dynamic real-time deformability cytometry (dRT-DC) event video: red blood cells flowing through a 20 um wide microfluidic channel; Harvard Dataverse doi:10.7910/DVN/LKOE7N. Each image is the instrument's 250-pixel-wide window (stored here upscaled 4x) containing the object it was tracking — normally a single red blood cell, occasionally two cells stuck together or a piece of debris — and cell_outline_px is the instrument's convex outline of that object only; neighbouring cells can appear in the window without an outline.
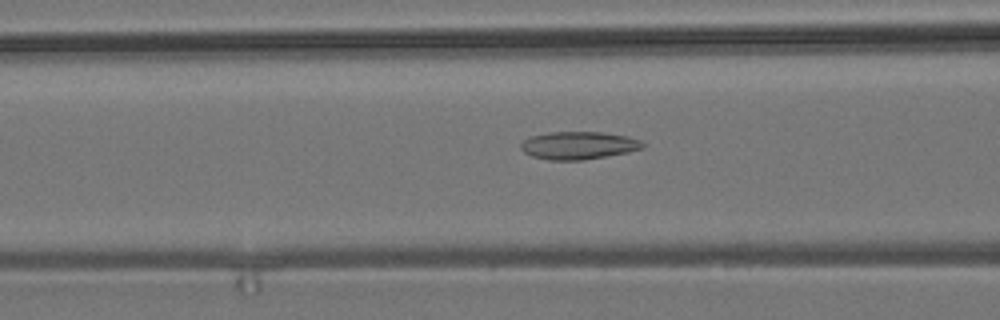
{"species": "common noctule bat (a hibernating species)", "species_latin": "Nyctalus noctula", "temperature_condition": "room temperature", "stored_images_in_passage": 42, "camera_frame_rate_fps": 3000, "um_per_image_px": 0.085, "animal": {"sex": "male", "body_mass_g": 19.2, "forearm_length_mm": 51.8}, "frame": {"image": 1, "passage_image": 9, "time_ms": 2.667, "image_size_px": [1000, 320], "cell_outline_px": [[644, 148], [628, 152], [584, 160], [548, 160], [532, 156], [524, 152], [520, 148], [520, 144], [524, 140], [532, 136], [548, 132], [604, 132], [628, 136], [640, 140], [644, 144]], "centroid_in_image_um": [49.18, 12.36], "position_along_channel_um": 117.4, "area_um2": 19.77}}
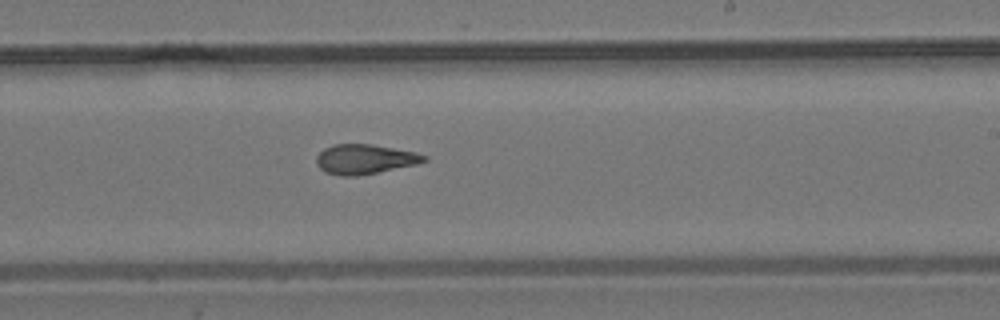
{"frame": {"image": 2, "passage_image": 20, "time_ms": 6.333, "image_size_px": [1000, 320], "cell_outline_px": [[428, 160], [416, 164], [356, 176], [340, 176], [324, 172], [316, 164], [316, 156], [324, 148], [332, 144], [372, 144], [416, 152], [428, 156]], "centroid_in_image_um": [30.98, 13.52], "position_along_channel_um": 258.0, "area_um2": 18.67}}
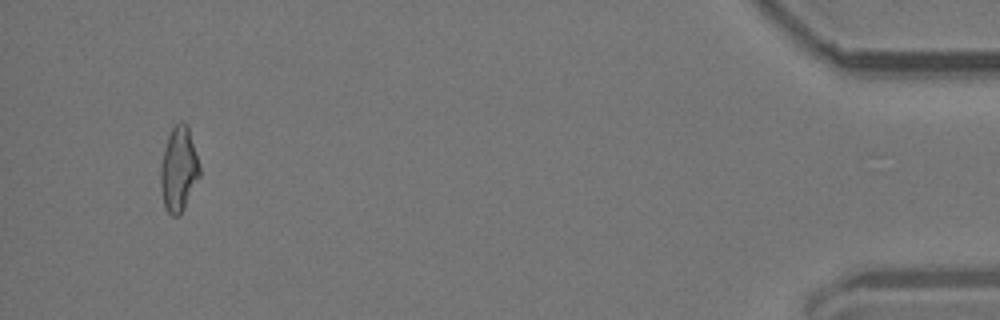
{"frame": {"image": 3, "passage_image": 39, "time_ms": 12.667, "image_size_px": [1000, 320], "cell_outline_px": [[200, 176], [180, 216], [172, 216], [164, 208], [160, 184], [160, 164], [164, 148], [168, 136], [172, 128], [180, 120], [184, 120], [188, 124], [200, 164]], "centroid_in_image_um": [15.19, 14.36], "position_along_channel_um": 420.0, "area_um2": 19.65}, "authors_computed_cell_mechanics": {"area_um2": 18.9006, "velocity_mm_per_s": 3.8283, "shape_relaxation_time_tau1_ms": null, "shape_relaxation_time_tau2_ms": 1.7853, "deformation_change_tau1": null, "deformation_change_tau2": 0.0931}}